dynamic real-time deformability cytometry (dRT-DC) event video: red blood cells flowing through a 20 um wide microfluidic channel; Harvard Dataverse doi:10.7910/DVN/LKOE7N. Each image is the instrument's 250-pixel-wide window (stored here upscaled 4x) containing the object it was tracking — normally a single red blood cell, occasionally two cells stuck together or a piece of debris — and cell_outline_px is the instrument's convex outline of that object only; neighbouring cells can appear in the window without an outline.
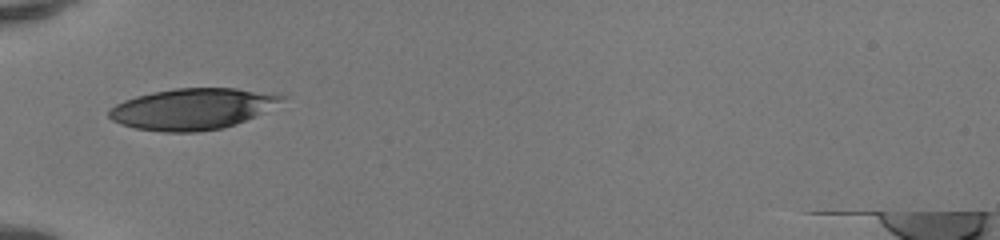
{"species": "human", "species_latin": "Homo sapiens", "temperature_condition": "room temperature", "stored_images_in_passage": 4, "camera_frame_rate_fps": 3000, "um_per_image_px": 0.085, "donor": {"sex": "female"}, "frame": {"image": 1, "passage_image": 1, "time_ms": 0.0, "image_size_px": [1000, 240], "cell_outline_px": [[288, 96], [256, 116], [236, 124], [224, 128], [196, 132], [164, 132], [136, 128], [120, 124], [112, 120], [108, 116], [108, 112], [116, 104], [124, 100], [136, 96], [152, 92], [176, 88], [236, 88]], "centroid_in_image_um": [16.32, 9.26], "position_along_channel_um": 68.7, "area_um2": 41.1}}